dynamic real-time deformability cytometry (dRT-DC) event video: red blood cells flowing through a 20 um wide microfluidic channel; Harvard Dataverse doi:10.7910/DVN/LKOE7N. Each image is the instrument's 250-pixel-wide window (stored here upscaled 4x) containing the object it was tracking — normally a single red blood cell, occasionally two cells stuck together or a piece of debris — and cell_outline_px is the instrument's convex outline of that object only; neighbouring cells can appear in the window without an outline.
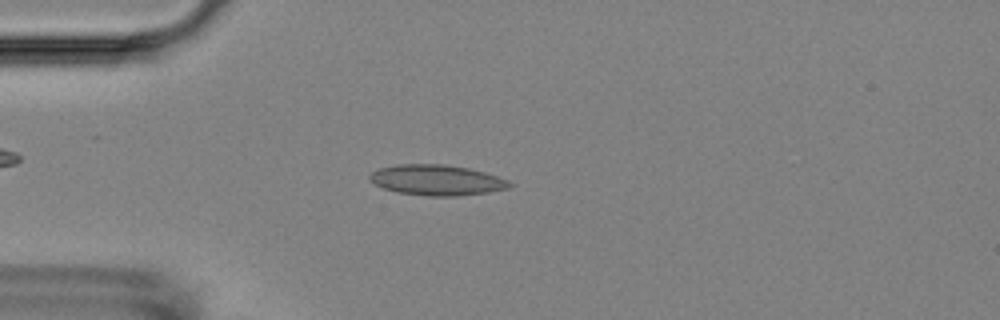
{"species": "Egyptian fruit bat (a non-hibernating species)", "species_latin": "Rousettus aegyptiacus", "temperature_condition": "room temperature", "stored_images_in_passage": 4, "camera_frame_rate_fps": 3000, "um_per_image_px": 0.085, "animal": {"sex": "female"}, "frame": {"image": 1, "passage_image": 4, "time_ms": 3.667, "image_size_px": [1000, 320], "cell_outline_px": [[516, 184], [508, 188], [488, 192], [456, 196], [428, 196], [396, 192], [384, 188], [368, 180], [368, 176], [372, 172], [380, 168], [400, 164], [444, 164], [468, 168], [484, 172], [508, 180]], "centroid_in_image_um": [37.13, 15.31], "position_along_channel_um": 47.9, "area_um2": 24.85}}